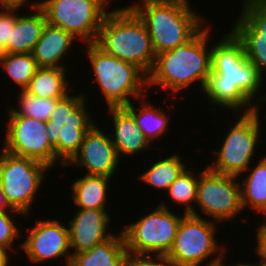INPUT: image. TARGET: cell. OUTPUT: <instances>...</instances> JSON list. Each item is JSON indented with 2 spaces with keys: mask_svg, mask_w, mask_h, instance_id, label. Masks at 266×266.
Instances as JSON below:
<instances>
[{
  "mask_svg": "<svg viewBox=\"0 0 266 266\" xmlns=\"http://www.w3.org/2000/svg\"><path fill=\"white\" fill-rule=\"evenodd\" d=\"M218 40L212 45V70L203 96L218 109L236 112L235 116L240 109L249 113L260 108V103L266 102V94L261 97L257 94L265 78L246 58L242 42L232 31Z\"/></svg>",
  "mask_w": 266,
  "mask_h": 266,
  "instance_id": "cell-1",
  "label": "cell"
},
{
  "mask_svg": "<svg viewBox=\"0 0 266 266\" xmlns=\"http://www.w3.org/2000/svg\"><path fill=\"white\" fill-rule=\"evenodd\" d=\"M206 26L187 43L156 55L147 75L148 90L156 86L176 94L196 82L200 93L204 90L212 70V45L208 46L209 39L212 40L211 26Z\"/></svg>",
  "mask_w": 266,
  "mask_h": 266,
  "instance_id": "cell-2",
  "label": "cell"
},
{
  "mask_svg": "<svg viewBox=\"0 0 266 266\" xmlns=\"http://www.w3.org/2000/svg\"><path fill=\"white\" fill-rule=\"evenodd\" d=\"M189 3V0H141L129 5L143 20L156 55L187 43L207 23Z\"/></svg>",
  "mask_w": 266,
  "mask_h": 266,
  "instance_id": "cell-3",
  "label": "cell"
},
{
  "mask_svg": "<svg viewBox=\"0 0 266 266\" xmlns=\"http://www.w3.org/2000/svg\"><path fill=\"white\" fill-rule=\"evenodd\" d=\"M95 44L104 52L136 65L146 75L153 67L156 53L150 34L129 5L107 12Z\"/></svg>",
  "mask_w": 266,
  "mask_h": 266,
  "instance_id": "cell-4",
  "label": "cell"
},
{
  "mask_svg": "<svg viewBox=\"0 0 266 266\" xmlns=\"http://www.w3.org/2000/svg\"><path fill=\"white\" fill-rule=\"evenodd\" d=\"M84 45L94 72L91 82L99 86L107 108L126 107L133 98L138 100L146 96L147 75L139 67L104 52L95 43Z\"/></svg>",
  "mask_w": 266,
  "mask_h": 266,
  "instance_id": "cell-5",
  "label": "cell"
},
{
  "mask_svg": "<svg viewBox=\"0 0 266 266\" xmlns=\"http://www.w3.org/2000/svg\"><path fill=\"white\" fill-rule=\"evenodd\" d=\"M216 223L183 213L172 249L165 257L167 263L170 266H216L228 251L217 241Z\"/></svg>",
  "mask_w": 266,
  "mask_h": 266,
  "instance_id": "cell-6",
  "label": "cell"
},
{
  "mask_svg": "<svg viewBox=\"0 0 266 266\" xmlns=\"http://www.w3.org/2000/svg\"><path fill=\"white\" fill-rule=\"evenodd\" d=\"M86 99L84 93L68 94L57 102L46 121L49 142L55 149V156L64 165L79 151L86 133L96 124L86 108Z\"/></svg>",
  "mask_w": 266,
  "mask_h": 266,
  "instance_id": "cell-7",
  "label": "cell"
},
{
  "mask_svg": "<svg viewBox=\"0 0 266 266\" xmlns=\"http://www.w3.org/2000/svg\"><path fill=\"white\" fill-rule=\"evenodd\" d=\"M259 108L237 116L235 124L228 130L221 147L214 150L215 159L207 167L219 174L240 177L251 165L261 138ZM256 150V151H255Z\"/></svg>",
  "mask_w": 266,
  "mask_h": 266,
  "instance_id": "cell-8",
  "label": "cell"
},
{
  "mask_svg": "<svg viewBox=\"0 0 266 266\" xmlns=\"http://www.w3.org/2000/svg\"><path fill=\"white\" fill-rule=\"evenodd\" d=\"M159 203L122 229L128 253L166 257L172 249L183 216L175 214L164 201Z\"/></svg>",
  "mask_w": 266,
  "mask_h": 266,
  "instance_id": "cell-9",
  "label": "cell"
},
{
  "mask_svg": "<svg viewBox=\"0 0 266 266\" xmlns=\"http://www.w3.org/2000/svg\"><path fill=\"white\" fill-rule=\"evenodd\" d=\"M0 152V182L6 207L21 211L27 217L50 168L3 149Z\"/></svg>",
  "mask_w": 266,
  "mask_h": 266,
  "instance_id": "cell-10",
  "label": "cell"
},
{
  "mask_svg": "<svg viewBox=\"0 0 266 266\" xmlns=\"http://www.w3.org/2000/svg\"><path fill=\"white\" fill-rule=\"evenodd\" d=\"M110 1L39 0L35 4L43 10L48 24L62 28L83 45L95 43Z\"/></svg>",
  "mask_w": 266,
  "mask_h": 266,
  "instance_id": "cell-11",
  "label": "cell"
},
{
  "mask_svg": "<svg viewBox=\"0 0 266 266\" xmlns=\"http://www.w3.org/2000/svg\"><path fill=\"white\" fill-rule=\"evenodd\" d=\"M196 205L200 209L198 212L211 217L212 221L221 224L234 220V217L244 212L239 178L215 173L205 166L199 176Z\"/></svg>",
  "mask_w": 266,
  "mask_h": 266,
  "instance_id": "cell-12",
  "label": "cell"
},
{
  "mask_svg": "<svg viewBox=\"0 0 266 266\" xmlns=\"http://www.w3.org/2000/svg\"><path fill=\"white\" fill-rule=\"evenodd\" d=\"M6 126L3 150L41 162L50 169L57 163L65 167L55 156V149L49 142L45 128L46 121L27 116L8 115Z\"/></svg>",
  "mask_w": 266,
  "mask_h": 266,
  "instance_id": "cell-13",
  "label": "cell"
},
{
  "mask_svg": "<svg viewBox=\"0 0 266 266\" xmlns=\"http://www.w3.org/2000/svg\"><path fill=\"white\" fill-rule=\"evenodd\" d=\"M35 225L27 228L26 239L21 242L22 248L27 254L31 264H39L50 259L65 258L66 266H69L72 257L68 224L58 219L36 220ZM67 226V227H66Z\"/></svg>",
  "mask_w": 266,
  "mask_h": 266,
  "instance_id": "cell-14",
  "label": "cell"
},
{
  "mask_svg": "<svg viewBox=\"0 0 266 266\" xmlns=\"http://www.w3.org/2000/svg\"><path fill=\"white\" fill-rule=\"evenodd\" d=\"M103 131L96 123L86 133L79 151L65 166L72 164L85 168L86 175L112 178L122 163H120L110 136Z\"/></svg>",
  "mask_w": 266,
  "mask_h": 266,
  "instance_id": "cell-15",
  "label": "cell"
},
{
  "mask_svg": "<svg viewBox=\"0 0 266 266\" xmlns=\"http://www.w3.org/2000/svg\"><path fill=\"white\" fill-rule=\"evenodd\" d=\"M75 216L67 223L70 236V247L77 253L86 252L95 245L110 238L112 231L108 232L111 216L107 209H78Z\"/></svg>",
  "mask_w": 266,
  "mask_h": 266,
  "instance_id": "cell-16",
  "label": "cell"
},
{
  "mask_svg": "<svg viewBox=\"0 0 266 266\" xmlns=\"http://www.w3.org/2000/svg\"><path fill=\"white\" fill-rule=\"evenodd\" d=\"M231 31L244 49L266 48V0H243Z\"/></svg>",
  "mask_w": 266,
  "mask_h": 266,
  "instance_id": "cell-17",
  "label": "cell"
},
{
  "mask_svg": "<svg viewBox=\"0 0 266 266\" xmlns=\"http://www.w3.org/2000/svg\"><path fill=\"white\" fill-rule=\"evenodd\" d=\"M107 110L109 111L107 114L112 116L111 122L114 127L110 138L120 160L121 157L140 154L139 152L147 149L151 151L152 144L142 133L134 117L124 107Z\"/></svg>",
  "mask_w": 266,
  "mask_h": 266,
  "instance_id": "cell-18",
  "label": "cell"
},
{
  "mask_svg": "<svg viewBox=\"0 0 266 266\" xmlns=\"http://www.w3.org/2000/svg\"><path fill=\"white\" fill-rule=\"evenodd\" d=\"M76 40L62 28L46 23L31 54L38 67L67 69L68 65L61 62L66 59V53L72 46L77 44Z\"/></svg>",
  "mask_w": 266,
  "mask_h": 266,
  "instance_id": "cell-19",
  "label": "cell"
},
{
  "mask_svg": "<svg viewBox=\"0 0 266 266\" xmlns=\"http://www.w3.org/2000/svg\"><path fill=\"white\" fill-rule=\"evenodd\" d=\"M30 13L16 15V22L11 31L8 44L5 46V53L31 54L34 46L41 37L46 21L43 10L37 4H30ZM33 12V13H32ZM32 13V14H31Z\"/></svg>",
  "mask_w": 266,
  "mask_h": 266,
  "instance_id": "cell-20",
  "label": "cell"
},
{
  "mask_svg": "<svg viewBox=\"0 0 266 266\" xmlns=\"http://www.w3.org/2000/svg\"><path fill=\"white\" fill-rule=\"evenodd\" d=\"M127 253L121 230L89 251L74 254L69 266H122Z\"/></svg>",
  "mask_w": 266,
  "mask_h": 266,
  "instance_id": "cell-21",
  "label": "cell"
},
{
  "mask_svg": "<svg viewBox=\"0 0 266 266\" xmlns=\"http://www.w3.org/2000/svg\"><path fill=\"white\" fill-rule=\"evenodd\" d=\"M111 178L86 175L71 184L72 201L80 209H107L108 189Z\"/></svg>",
  "mask_w": 266,
  "mask_h": 266,
  "instance_id": "cell-22",
  "label": "cell"
},
{
  "mask_svg": "<svg viewBox=\"0 0 266 266\" xmlns=\"http://www.w3.org/2000/svg\"><path fill=\"white\" fill-rule=\"evenodd\" d=\"M251 166L244 172V176L238 177L239 179L245 177L240 181L242 208L244 211L246 208L252 209L264 216L266 214V156ZM248 171L249 174H247Z\"/></svg>",
  "mask_w": 266,
  "mask_h": 266,
  "instance_id": "cell-23",
  "label": "cell"
},
{
  "mask_svg": "<svg viewBox=\"0 0 266 266\" xmlns=\"http://www.w3.org/2000/svg\"><path fill=\"white\" fill-rule=\"evenodd\" d=\"M147 99L146 96L139 98V110L133 102L124 108L134 117L136 124L152 144L155 143L154 140H159L161 135L162 137L166 135L165 132L170 129L168 128L170 115H167L163 107L149 104Z\"/></svg>",
  "mask_w": 266,
  "mask_h": 266,
  "instance_id": "cell-24",
  "label": "cell"
},
{
  "mask_svg": "<svg viewBox=\"0 0 266 266\" xmlns=\"http://www.w3.org/2000/svg\"><path fill=\"white\" fill-rule=\"evenodd\" d=\"M66 72L62 68L39 67L25 90L39 98H65L72 84Z\"/></svg>",
  "mask_w": 266,
  "mask_h": 266,
  "instance_id": "cell-25",
  "label": "cell"
},
{
  "mask_svg": "<svg viewBox=\"0 0 266 266\" xmlns=\"http://www.w3.org/2000/svg\"><path fill=\"white\" fill-rule=\"evenodd\" d=\"M182 158L179 153L165 156V158L159 157L158 161L155 160L150 168L138 175V178L155 189L167 191L182 171L189 166L184 164Z\"/></svg>",
  "mask_w": 266,
  "mask_h": 266,
  "instance_id": "cell-26",
  "label": "cell"
},
{
  "mask_svg": "<svg viewBox=\"0 0 266 266\" xmlns=\"http://www.w3.org/2000/svg\"><path fill=\"white\" fill-rule=\"evenodd\" d=\"M186 167L182 173L177 177V179L170 185L168 190L165 193L169 196V198L176 204L184 205V211L182 213L192 214L194 216L202 217L201 212H197V207L194 206L196 203V193H197V185L199 181L200 174L204 171H200V173H196ZM193 203V204H192Z\"/></svg>",
  "mask_w": 266,
  "mask_h": 266,
  "instance_id": "cell-27",
  "label": "cell"
},
{
  "mask_svg": "<svg viewBox=\"0 0 266 266\" xmlns=\"http://www.w3.org/2000/svg\"><path fill=\"white\" fill-rule=\"evenodd\" d=\"M0 67L10 80L12 79L13 83L18 88L20 87L18 90H25L28 87L36 70L39 68L32 54L27 53H5L0 58Z\"/></svg>",
  "mask_w": 266,
  "mask_h": 266,
  "instance_id": "cell-28",
  "label": "cell"
},
{
  "mask_svg": "<svg viewBox=\"0 0 266 266\" xmlns=\"http://www.w3.org/2000/svg\"><path fill=\"white\" fill-rule=\"evenodd\" d=\"M18 104L9 108L8 115H19L48 121L57 102L62 98H39L26 90H18ZM21 91V92H20Z\"/></svg>",
  "mask_w": 266,
  "mask_h": 266,
  "instance_id": "cell-29",
  "label": "cell"
},
{
  "mask_svg": "<svg viewBox=\"0 0 266 266\" xmlns=\"http://www.w3.org/2000/svg\"><path fill=\"white\" fill-rule=\"evenodd\" d=\"M18 216H26L23 212L12 209V208H6V209H0V246L5 248L7 251L12 249V252L14 251V244L16 239H19L20 229L14 223V217L11 216L14 213ZM12 213V214H11ZM11 214V215H10Z\"/></svg>",
  "mask_w": 266,
  "mask_h": 266,
  "instance_id": "cell-30",
  "label": "cell"
},
{
  "mask_svg": "<svg viewBox=\"0 0 266 266\" xmlns=\"http://www.w3.org/2000/svg\"><path fill=\"white\" fill-rule=\"evenodd\" d=\"M23 5L13 8L0 9V49L5 53V46L8 44L11 31L16 22V15L21 12Z\"/></svg>",
  "mask_w": 266,
  "mask_h": 266,
  "instance_id": "cell-31",
  "label": "cell"
},
{
  "mask_svg": "<svg viewBox=\"0 0 266 266\" xmlns=\"http://www.w3.org/2000/svg\"><path fill=\"white\" fill-rule=\"evenodd\" d=\"M122 266H170L165 257L152 255H135L127 253Z\"/></svg>",
  "mask_w": 266,
  "mask_h": 266,
  "instance_id": "cell-32",
  "label": "cell"
},
{
  "mask_svg": "<svg viewBox=\"0 0 266 266\" xmlns=\"http://www.w3.org/2000/svg\"><path fill=\"white\" fill-rule=\"evenodd\" d=\"M246 58L252 62L262 78L266 72V48L265 49H244Z\"/></svg>",
  "mask_w": 266,
  "mask_h": 266,
  "instance_id": "cell-33",
  "label": "cell"
},
{
  "mask_svg": "<svg viewBox=\"0 0 266 266\" xmlns=\"http://www.w3.org/2000/svg\"><path fill=\"white\" fill-rule=\"evenodd\" d=\"M263 222V223H262ZM261 225L257 226V234H256V248H254L259 255H261L266 260V220H263Z\"/></svg>",
  "mask_w": 266,
  "mask_h": 266,
  "instance_id": "cell-34",
  "label": "cell"
},
{
  "mask_svg": "<svg viewBox=\"0 0 266 266\" xmlns=\"http://www.w3.org/2000/svg\"><path fill=\"white\" fill-rule=\"evenodd\" d=\"M20 5L29 6L28 3H24L22 0H0V8H13Z\"/></svg>",
  "mask_w": 266,
  "mask_h": 266,
  "instance_id": "cell-35",
  "label": "cell"
},
{
  "mask_svg": "<svg viewBox=\"0 0 266 266\" xmlns=\"http://www.w3.org/2000/svg\"><path fill=\"white\" fill-rule=\"evenodd\" d=\"M225 257L216 265V266H226L228 264H225ZM230 266V264H229ZM232 266H255V263H240V261L238 263H236L235 265H232Z\"/></svg>",
  "mask_w": 266,
  "mask_h": 266,
  "instance_id": "cell-36",
  "label": "cell"
},
{
  "mask_svg": "<svg viewBox=\"0 0 266 266\" xmlns=\"http://www.w3.org/2000/svg\"><path fill=\"white\" fill-rule=\"evenodd\" d=\"M6 204L4 200L3 188L2 183L0 182V209H6Z\"/></svg>",
  "mask_w": 266,
  "mask_h": 266,
  "instance_id": "cell-37",
  "label": "cell"
},
{
  "mask_svg": "<svg viewBox=\"0 0 266 266\" xmlns=\"http://www.w3.org/2000/svg\"><path fill=\"white\" fill-rule=\"evenodd\" d=\"M9 252H11V251H7L5 248L0 246V259H10L9 258V256H10Z\"/></svg>",
  "mask_w": 266,
  "mask_h": 266,
  "instance_id": "cell-38",
  "label": "cell"
},
{
  "mask_svg": "<svg viewBox=\"0 0 266 266\" xmlns=\"http://www.w3.org/2000/svg\"><path fill=\"white\" fill-rule=\"evenodd\" d=\"M257 256H259L258 258L260 259V262H258L257 264L255 263V266H266V260L259 255V253L255 250Z\"/></svg>",
  "mask_w": 266,
  "mask_h": 266,
  "instance_id": "cell-39",
  "label": "cell"
},
{
  "mask_svg": "<svg viewBox=\"0 0 266 266\" xmlns=\"http://www.w3.org/2000/svg\"><path fill=\"white\" fill-rule=\"evenodd\" d=\"M9 261L11 262L9 259H0V266H11Z\"/></svg>",
  "mask_w": 266,
  "mask_h": 266,
  "instance_id": "cell-40",
  "label": "cell"
},
{
  "mask_svg": "<svg viewBox=\"0 0 266 266\" xmlns=\"http://www.w3.org/2000/svg\"><path fill=\"white\" fill-rule=\"evenodd\" d=\"M22 1H23L24 3H27V2H28V3H29V5H30V4H35V2H34V1H32V0H31V1H30V0H22Z\"/></svg>",
  "mask_w": 266,
  "mask_h": 266,
  "instance_id": "cell-41",
  "label": "cell"
},
{
  "mask_svg": "<svg viewBox=\"0 0 266 266\" xmlns=\"http://www.w3.org/2000/svg\"><path fill=\"white\" fill-rule=\"evenodd\" d=\"M5 53L0 49V58L4 55Z\"/></svg>",
  "mask_w": 266,
  "mask_h": 266,
  "instance_id": "cell-42",
  "label": "cell"
},
{
  "mask_svg": "<svg viewBox=\"0 0 266 266\" xmlns=\"http://www.w3.org/2000/svg\"><path fill=\"white\" fill-rule=\"evenodd\" d=\"M261 217H263L262 220H266V214L264 216L261 215Z\"/></svg>",
  "mask_w": 266,
  "mask_h": 266,
  "instance_id": "cell-43",
  "label": "cell"
}]
</instances>
